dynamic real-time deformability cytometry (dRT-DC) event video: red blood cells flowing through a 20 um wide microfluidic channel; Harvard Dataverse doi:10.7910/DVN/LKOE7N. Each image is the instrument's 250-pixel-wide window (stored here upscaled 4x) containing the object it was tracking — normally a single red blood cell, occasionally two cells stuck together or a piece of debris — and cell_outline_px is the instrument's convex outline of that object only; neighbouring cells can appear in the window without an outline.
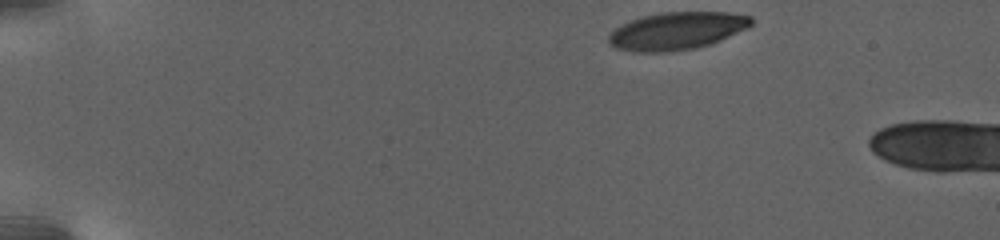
{"species": "human", "species_latin": "Homo sapiens", "temperature_condition": "warm", "stored_images_in_passage": 7, "camera_frame_rate_fps": 3000, "um_per_image_px": 0.085, "donor": {"sex": "female"}, "frame": {"image": 1, "passage_image": 1, "time_ms": 0.0, "image_size_px": [1000, 240], "cell_outline_px": [[752, 24], [748, 28], [720, 40], [696, 48], [664, 52], [640, 52], [616, 48], [608, 40], [608, 36], [616, 28], [632, 20], [644, 16], [660, 12], [728, 12], [752, 16]], "centroid_in_image_um": [57.57, 2.62], "position_along_channel_um": 27.4, "area_um2": 30.92}}